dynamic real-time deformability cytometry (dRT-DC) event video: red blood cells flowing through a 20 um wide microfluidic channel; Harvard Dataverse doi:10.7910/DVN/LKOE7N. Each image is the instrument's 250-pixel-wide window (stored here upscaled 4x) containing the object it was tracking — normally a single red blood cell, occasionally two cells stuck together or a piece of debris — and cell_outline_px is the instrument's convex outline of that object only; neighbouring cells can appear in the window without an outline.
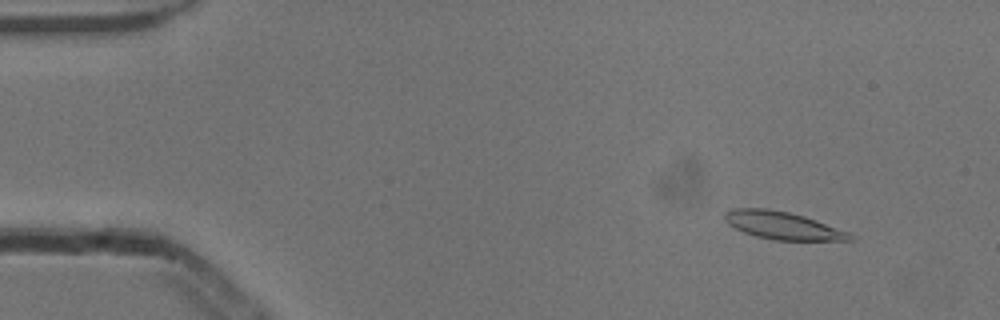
{"species": "common noctule bat (a hibernating species)", "species_latin": "Nyctalus noctula", "temperature_condition": "cold", "stored_images_in_passage": 54, "camera_frame_rate_fps": 3000, "um_per_image_px": 0.085, "animal": {"sex": "male", "body_mass_g": 13.3}, "frame": {"image": 1, "passage_image": 6, "time_ms": 1.667, "image_size_px": [1000, 320], "cell_outline_px": [[856, 240], [772, 240], [756, 236], [744, 232], [728, 224], [724, 220], [724, 212], [732, 208], [768, 208], [788, 212], [804, 216], [848, 232], [856, 236]], "centroid_in_image_um": [66.51, 19.16], "position_along_channel_um": 18.5, "area_um2": 20.17}}
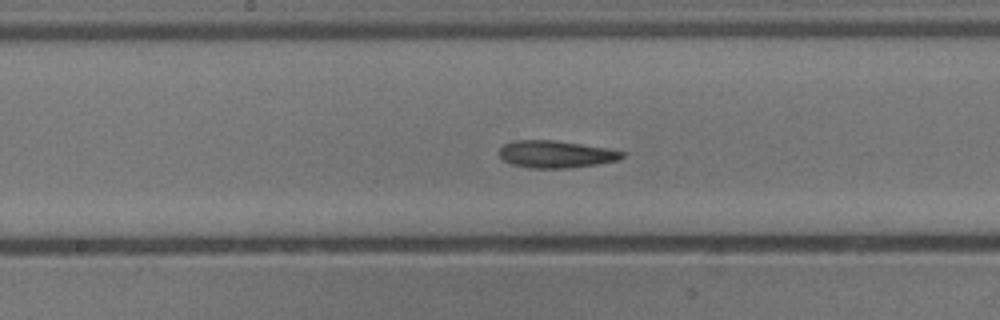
{"frame": {"image": 2, "passage_image": 28, "time_ms": 9.0, "image_size_px": [1000, 320], "cell_outline_px": [[624, 156], [616, 160], [596, 164], [568, 168], [532, 168], [512, 164], [504, 160], [500, 156], [500, 148], [504, 144], [512, 140], [552, 140], [580, 144], [604, 148], [624, 152]], "centroid_in_image_um": [47.2, 13.1], "position_along_channel_um": 201.0, "area_um2": 19.13}}
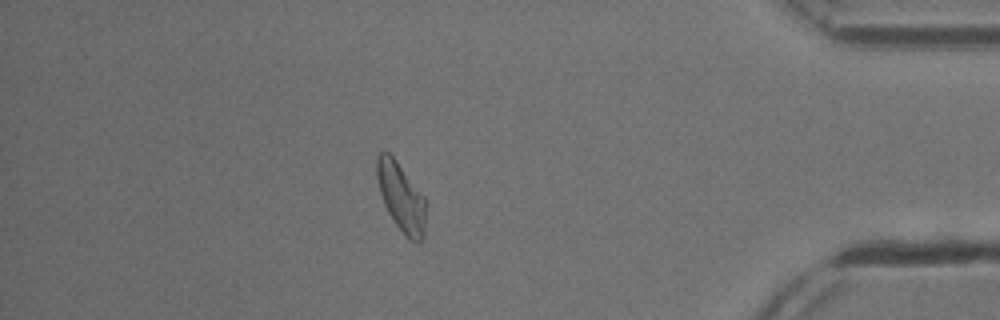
{"frame": {"image": 3, "passage_image": 47, "time_ms": 15.333, "image_size_px": [1000, 320], "cell_outline_px": [[424, 236], [420, 244], [416, 244], [408, 240], [404, 236], [388, 212], [384, 204], [380, 192], [376, 176], [376, 156], [380, 152], [388, 152], [396, 160], [424, 196]], "centroid_in_image_um": [34.08, 16.79], "position_along_channel_um": 401.1, "area_um2": 19.54}, "authors_computed_cell_mechanics": {"area_um2": 19.7676, "velocity_mm_per_s": 3.8347, "shape_relaxation_time_tau1_ms": 7.7948, "shape_relaxation_time_tau2_ms": 4.5872, "deformation_change_tau1": 0.1989, "deformation_change_tau2": 0.14}}